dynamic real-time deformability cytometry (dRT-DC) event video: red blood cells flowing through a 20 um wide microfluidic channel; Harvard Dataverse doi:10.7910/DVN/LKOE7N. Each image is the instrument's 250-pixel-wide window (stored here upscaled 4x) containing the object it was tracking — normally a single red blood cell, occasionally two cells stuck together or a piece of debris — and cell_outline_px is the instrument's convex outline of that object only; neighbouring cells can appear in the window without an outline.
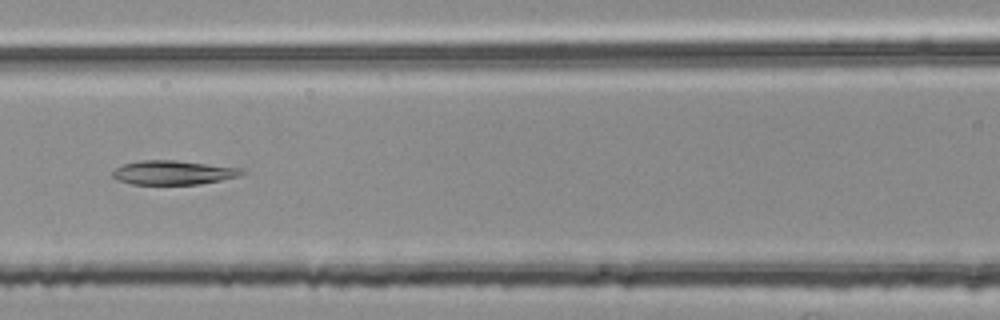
{"species": "common noctule bat (a hibernating species)", "species_latin": "Nyctalus noctula", "temperature_condition": "room temperature", "stored_images_in_passage": 36, "camera_frame_rate_fps": 3000, "um_per_image_px": 0.085, "animal": {"sex": "female", "body_mass_g": 25.1}, "frame": {"image": 1, "passage_image": 12, "time_ms": 3.667, "image_size_px": [1000, 320], "cell_outline_px": [[244, 172], [240, 176], [200, 184], [132, 184], [116, 180], [112, 176], [112, 172], [116, 168], [124, 164], [140, 160], [176, 160], [244, 168]], "centroid_in_image_um": [14.73, 14.66], "position_along_channel_um": 151.9, "area_um2": 18.21}}
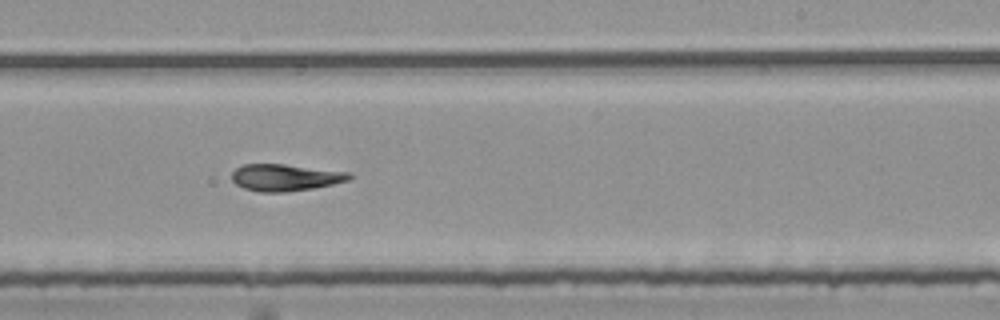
{"frame": {"image": 2, "passage_image": 21, "time_ms": 6.667, "image_size_px": [1000, 320], "cell_outline_px": [[352, 176], [348, 180], [332, 184], [312, 188], [284, 192], [260, 192], [244, 188], [236, 184], [232, 180], [232, 172], [236, 168], [244, 164], [284, 164], [352, 172]], "centroid_in_image_um": [24.25, 15.08], "position_along_channel_um": 264.8, "area_um2": 18.32}}
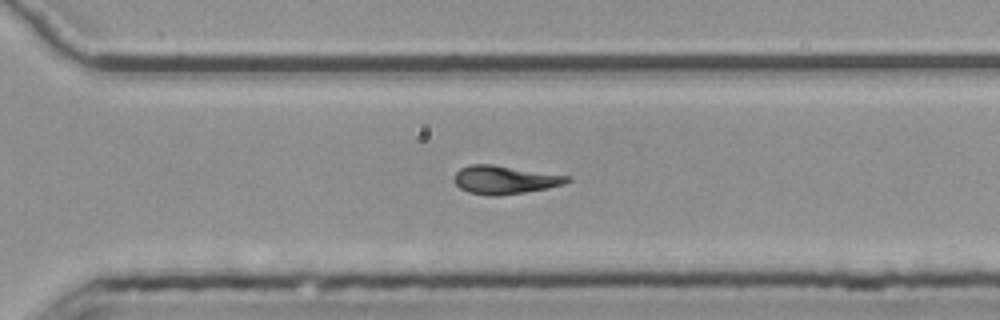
{"frame": {"image": 3, "passage_image": 26, "time_ms": 8.333, "image_size_px": [1000, 320], "cell_outline_px": [[572, 180], [564, 184], [548, 188], [524, 192], [496, 196], [488, 196], [468, 192], [460, 188], [456, 184], [456, 172], [460, 168], [468, 164], [492, 164], [568, 176]], "centroid_in_image_um": [42.89, 15.28], "position_along_channel_um": 327.7, "area_um2": 18.5}}